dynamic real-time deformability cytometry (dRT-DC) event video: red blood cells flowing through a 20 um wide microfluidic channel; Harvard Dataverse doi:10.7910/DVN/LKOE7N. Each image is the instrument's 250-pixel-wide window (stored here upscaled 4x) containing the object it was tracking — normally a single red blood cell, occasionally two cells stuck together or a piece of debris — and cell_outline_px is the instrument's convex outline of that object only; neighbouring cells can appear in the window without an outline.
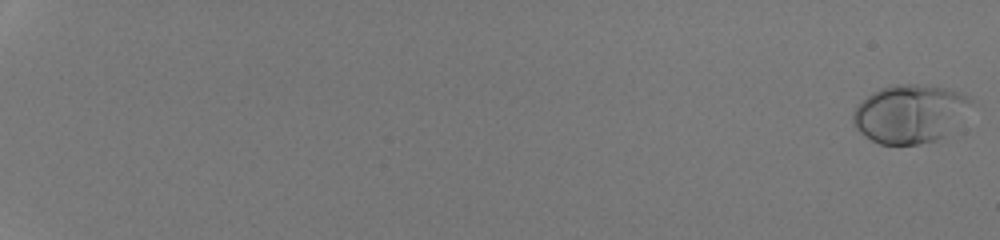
{"species": "human", "species_latin": "Homo sapiens", "temperature_condition": "room temperature", "stored_images_in_passage": 53, "camera_frame_rate_fps": 3000, "um_per_image_px": 0.085, "donor": {"sex": "male"}, "frame": {"image": 1, "passage_image": 1, "time_ms": 0.0, "image_size_px": [1000, 240], "cell_outline_px": [[972, 100], [944, 136], [936, 140], [920, 144], [880, 144], [872, 140], [860, 132], [852, 124], [852, 112], [872, 92], [880, 88], [896, 84], [916, 84], [944, 88], [960, 92], [968, 96]], "centroid_in_image_um": [77.26, 9.66], "position_along_channel_um": 7.7, "area_um2": 39.19}}
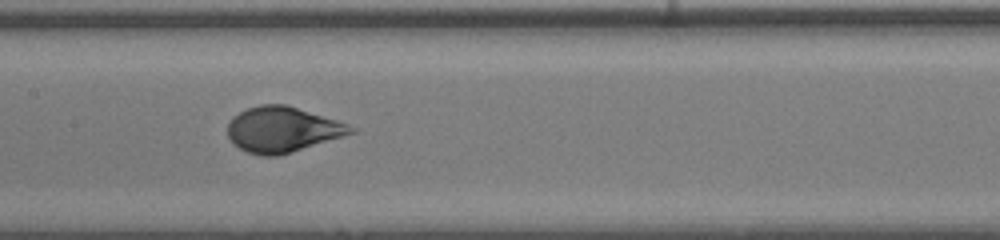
{"frame": {"image": 2, "passage_image": 32, "time_ms": 10.333, "image_size_px": [1000, 240], "cell_outline_px": [[356, 132], [276, 156], [260, 156], [248, 152], [232, 144], [228, 136], [228, 124], [232, 116], [248, 108], [260, 104], [284, 104], [336, 120], [348, 124], [356, 128]], "centroid_in_image_um": [23.96, 11.0], "position_along_channel_um": 183.4, "area_um2": 32.19}}
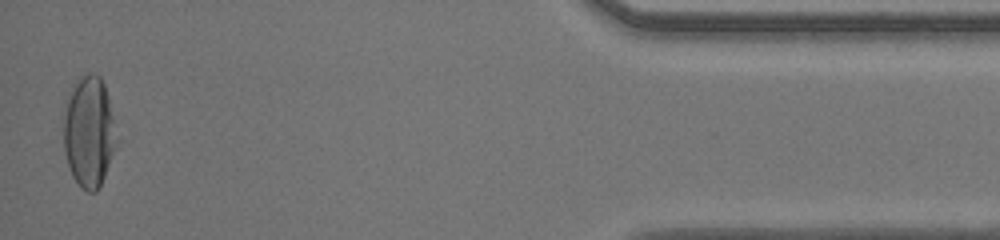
{"frame": {"image": 3, "passage_image": 53, "time_ms": 17.333, "image_size_px": [1000, 240], "cell_outline_px": [[120, 140], [104, 176], [96, 192], [88, 192], [80, 188], [72, 176], [64, 152], [64, 104], [76, 80], [80, 76], [88, 72], [92, 72], [100, 76], [104, 84]], "centroid_in_image_um": [7.58, 11.2], "position_along_channel_um": 427.6, "area_um2": 34.85}, "authors_computed_cell_mechanics": {"area_um2": 33.9864, "velocity_mm_per_s": 4.2901, "shape_relaxation_time_tau1_ms": 3.3921, "shape_relaxation_time_tau2_ms": null, "deformation_change_tau1": 0.1847, "deformation_change_tau2": null}}